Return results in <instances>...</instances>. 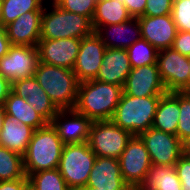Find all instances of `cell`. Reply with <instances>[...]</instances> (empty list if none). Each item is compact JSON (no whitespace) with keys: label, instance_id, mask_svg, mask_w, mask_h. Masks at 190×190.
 Wrapping results in <instances>:
<instances>
[{"label":"cell","instance_id":"obj_14","mask_svg":"<svg viewBox=\"0 0 190 190\" xmlns=\"http://www.w3.org/2000/svg\"><path fill=\"white\" fill-rule=\"evenodd\" d=\"M123 92L134 97L162 96L166 87L161 80L157 64L132 68L127 76Z\"/></svg>","mask_w":190,"mask_h":190},{"label":"cell","instance_id":"obj_21","mask_svg":"<svg viewBox=\"0 0 190 190\" xmlns=\"http://www.w3.org/2000/svg\"><path fill=\"white\" fill-rule=\"evenodd\" d=\"M131 70L126 49L106 48L102 65L95 80L124 87Z\"/></svg>","mask_w":190,"mask_h":190},{"label":"cell","instance_id":"obj_2","mask_svg":"<svg viewBox=\"0 0 190 190\" xmlns=\"http://www.w3.org/2000/svg\"><path fill=\"white\" fill-rule=\"evenodd\" d=\"M64 145L51 123L35 130L23 155L26 176L57 169Z\"/></svg>","mask_w":190,"mask_h":190},{"label":"cell","instance_id":"obj_6","mask_svg":"<svg viewBox=\"0 0 190 190\" xmlns=\"http://www.w3.org/2000/svg\"><path fill=\"white\" fill-rule=\"evenodd\" d=\"M95 159L96 155L88 142L64 145L57 169L69 189L86 186Z\"/></svg>","mask_w":190,"mask_h":190},{"label":"cell","instance_id":"obj_20","mask_svg":"<svg viewBox=\"0 0 190 190\" xmlns=\"http://www.w3.org/2000/svg\"><path fill=\"white\" fill-rule=\"evenodd\" d=\"M94 32L107 48L127 49L141 38V27L136 17L122 23L98 27Z\"/></svg>","mask_w":190,"mask_h":190},{"label":"cell","instance_id":"obj_18","mask_svg":"<svg viewBox=\"0 0 190 190\" xmlns=\"http://www.w3.org/2000/svg\"><path fill=\"white\" fill-rule=\"evenodd\" d=\"M86 186L97 190H129L121 174L118 159L109 157H96Z\"/></svg>","mask_w":190,"mask_h":190},{"label":"cell","instance_id":"obj_42","mask_svg":"<svg viewBox=\"0 0 190 190\" xmlns=\"http://www.w3.org/2000/svg\"><path fill=\"white\" fill-rule=\"evenodd\" d=\"M5 118H6V113H5L4 107L2 106L0 107V132L2 131L3 122Z\"/></svg>","mask_w":190,"mask_h":190},{"label":"cell","instance_id":"obj_9","mask_svg":"<svg viewBox=\"0 0 190 190\" xmlns=\"http://www.w3.org/2000/svg\"><path fill=\"white\" fill-rule=\"evenodd\" d=\"M138 136L147 148L152 165L174 166L183 155V143L177 135L151 127Z\"/></svg>","mask_w":190,"mask_h":190},{"label":"cell","instance_id":"obj_40","mask_svg":"<svg viewBox=\"0 0 190 190\" xmlns=\"http://www.w3.org/2000/svg\"><path fill=\"white\" fill-rule=\"evenodd\" d=\"M12 83L0 74V107H2L11 92Z\"/></svg>","mask_w":190,"mask_h":190},{"label":"cell","instance_id":"obj_38","mask_svg":"<svg viewBox=\"0 0 190 190\" xmlns=\"http://www.w3.org/2000/svg\"><path fill=\"white\" fill-rule=\"evenodd\" d=\"M28 184V178L0 181V190H25Z\"/></svg>","mask_w":190,"mask_h":190},{"label":"cell","instance_id":"obj_43","mask_svg":"<svg viewBox=\"0 0 190 190\" xmlns=\"http://www.w3.org/2000/svg\"><path fill=\"white\" fill-rule=\"evenodd\" d=\"M70 190H97V188L89 187V186H84L82 188H76V189H70Z\"/></svg>","mask_w":190,"mask_h":190},{"label":"cell","instance_id":"obj_44","mask_svg":"<svg viewBox=\"0 0 190 190\" xmlns=\"http://www.w3.org/2000/svg\"><path fill=\"white\" fill-rule=\"evenodd\" d=\"M129 190H142L140 187H130Z\"/></svg>","mask_w":190,"mask_h":190},{"label":"cell","instance_id":"obj_35","mask_svg":"<svg viewBox=\"0 0 190 190\" xmlns=\"http://www.w3.org/2000/svg\"><path fill=\"white\" fill-rule=\"evenodd\" d=\"M182 190H190V159L184 154L174 165Z\"/></svg>","mask_w":190,"mask_h":190},{"label":"cell","instance_id":"obj_17","mask_svg":"<svg viewBox=\"0 0 190 190\" xmlns=\"http://www.w3.org/2000/svg\"><path fill=\"white\" fill-rule=\"evenodd\" d=\"M11 91L18 97L26 99L36 113L48 123H52L54 116L60 111L34 76L12 82Z\"/></svg>","mask_w":190,"mask_h":190},{"label":"cell","instance_id":"obj_13","mask_svg":"<svg viewBox=\"0 0 190 190\" xmlns=\"http://www.w3.org/2000/svg\"><path fill=\"white\" fill-rule=\"evenodd\" d=\"M81 39H40L36 46L39 61L72 70L79 52Z\"/></svg>","mask_w":190,"mask_h":190},{"label":"cell","instance_id":"obj_26","mask_svg":"<svg viewBox=\"0 0 190 190\" xmlns=\"http://www.w3.org/2000/svg\"><path fill=\"white\" fill-rule=\"evenodd\" d=\"M132 18L125 5L118 0H100L96 2L95 13L91 21L93 31L98 27L118 24Z\"/></svg>","mask_w":190,"mask_h":190},{"label":"cell","instance_id":"obj_45","mask_svg":"<svg viewBox=\"0 0 190 190\" xmlns=\"http://www.w3.org/2000/svg\"><path fill=\"white\" fill-rule=\"evenodd\" d=\"M25 190H35V189L32 188V187L28 184Z\"/></svg>","mask_w":190,"mask_h":190},{"label":"cell","instance_id":"obj_29","mask_svg":"<svg viewBox=\"0 0 190 190\" xmlns=\"http://www.w3.org/2000/svg\"><path fill=\"white\" fill-rule=\"evenodd\" d=\"M27 177L35 190H70L58 169L32 173Z\"/></svg>","mask_w":190,"mask_h":190},{"label":"cell","instance_id":"obj_12","mask_svg":"<svg viewBox=\"0 0 190 190\" xmlns=\"http://www.w3.org/2000/svg\"><path fill=\"white\" fill-rule=\"evenodd\" d=\"M106 48L95 32L81 39L79 52L72 69L79 83L95 80Z\"/></svg>","mask_w":190,"mask_h":190},{"label":"cell","instance_id":"obj_32","mask_svg":"<svg viewBox=\"0 0 190 190\" xmlns=\"http://www.w3.org/2000/svg\"><path fill=\"white\" fill-rule=\"evenodd\" d=\"M61 9L87 17L92 21L96 1L95 0H57L55 2Z\"/></svg>","mask_w":190,"mask_h":190},{"label":"cell","instance_id":"obj_27","mask_svg":"<svg viewBox=\"0 0 190 190\" xmlns=\"http://www.w3.org/2000/svg\"><path fill=\"white\" fill-rule=\"evenodd\" d=\"M47 0H2L0 24L4 27L30 11H44Z\"/></svg>","mask_w":190,"mask_h":190},{"label":"cell","instance_id":"obj_4","mask_svg":"<svg viewBox=\"0 0 190 190\" xmlns=\"http://www.w3.org/2000/svg\"><path fill=\"white\" fill-rule=\"evenodd\" d=\"M91 21L80 14L61 9L47 1L41 18L40 39H82L93 33Z\"/></svg>","mask_w":190,"mask_h":190},{"label":"cell","instance_id":"obj_46","mask_svg":"<svg viewBox=\"0 0 190 190\" xmlns=\"http://www.w3.org/2000/svg\"><path fill=\"white\" fill-rule=\"evenodd\" d=\"M1 8H2V0H0V20H1Z\"/></svg>","mask_w":190,"mask_h":190},{"label":"cell","instance_id":"obj_5","mask_svg":"<svg viewBox=\"0 0 190 190\" xmlns=\"http://www.w3.org/2000/svg\"><path fill=\"white\" fill-rule=\"evenodd\" d=\"M161 96L134 97L124 92L111 120L120 128L138 136L152 127Z\"/></svg>","mask_w":190,"mask_h":190},{"label":"cell","instance_id":"obj_30","mask_svg":"<svg viewBox=\"0 0 190 190\" xmlns=\"http://www.w3.org/2000/svg\"><path fill=\"white\" fill-rule=\"evenodd\" d=\"M126 50L132 68L157 64L158 50L143 38L134 42Z\"/></svg>","mask_w":190,"mask_h":190},{"label":"cell","instance_id":"obj_15","mask_svg":"<svg viewBox=\"0 0 190 190\" xmlns=\"http://www.w3.org/2000/svg\"><path fill=\"white\" fill-rule=\"evenodd\" d=\"M92 122L75 109H65L54 116L51 124L64 144H81L88 142Z\"/></svg>","mask_w":190,"mask_h":190},{"label":"cell","instance_id":"obj_33","mask_svg":"<svg viewBox=\"0 0 190 190\" xmlns=\"http://www.w3.org/2000/svg\"><path fill=\"white\" fill-rule=\"evenodd\" d=\"M172 17L178 31L190 32V0H173Z\"/></svg>","mask_w":190,"mask_h":190},{"label":"cell","instance_id":"obj_34","mask_svg":"<svg viewBox=\"0 0 190 190\" xmlns=\"http://www.w3.org/2000/svg\"><path fill=\"white\" fill-rule=\"evenodd\" d=\"M173 0H146L142 16H164L172 14Z\"/></svg>","mask_w":190,"mask_h":190},{"label":"cell","instance_id":"obj_41","mask_svg":"<svg viewBox=\"0 0 190 190\" xmlns=\"http://www.w3.org/2000/svg\"><path fill=\"white\" fill-rule=\"evenodd\" d=\"M183 154L190 159V138L183 143Z\"/></svg>","mask_w":190,"mask_h":190},{"label":"cell","instance_id":"obj_16","mask_svg":"<svg viewBox=\"0 0 190 190\" xmlns=\"http://www.w3.org/2000/svg\"><path fill=\"white\" fill-rule=\"evenodd\" d=\"M141 38L148 41L158 51L171 48L177 35V27L172 14L164 16H140Z\"/></svg>","mask_w":190,"mask_h":190},{"label":"cell","instance_id":"obj_1","mask_svg":"<svg viewBox=\"0 0 190 190\" xmlns=\"http://www.w3.org/2000/svg\"><path fill=\"white\" fill-rule=\"evenodd\" d=\"M122 93L120 85L98 80L81 82L74 109L92 121L111 120Z\"/></svg>","mask_w":190,"mask_h":190},{"label":"cell","instance_id":"obj_37","mask_svg":"<svg viewBox=\"0 0 190 190\" xmlns=\"http://www.w3.org/2000/svg\"><path fill=\"white\" fill-rule=\"evenodd\" d=\"M127 8L128 13L132 17H140L144 14L146 7V0H118Z\"/></svg>","mask_w":190,"mask_h":190},{"label":"cell","instance_id":"obj_24","mask_svg":"<svg viewBox=\"0 0 190 190\" xmlns=\"http://www.w3.org/2000/svg\"><path fill=\"white\" fill-rule=\"evenodd\" d=\"M3 107L7 116L15 117L22 124L29 125L35 130L48 124V122L27 103L26 99L18 97L12 91L5 100Z\"/></svg>","mask_w":190,"mask_h":190},{"label":"cell","instance_id":"obj_31","mask_svg":"<svg viewBox=\"0 0 190 190\" xmlns=\"http://www.w3.org/2000/svg\"><path fill=\"white\" fill-rule=\"evenodd\" d=\"M179 108L177 137L184 143L190 138V94L187 91H179Z\"/></svg>","mask_w":190,"mask_h":190},{"label":"cell","instance_id":"obj_28","mask_svg":"<svg viewBox=\"0 0 190 190\" xmlns=\"http://www.w3.org/2000/svg\"><path fill=\"white\" fill-rule=\"evenodd\" d=\"M28 178L24 169L23 156L0 146V181Z\"/></svg>","mask_w":190,"mask_h":190},{"label":"cell","instance_id":"obj_7","mask_svg":"<svg viewBox=\"0 0 190 190\" xmlns=\"http://www.w3.org/2000/svg\"><path fill=\"white\" fill-rule=\"evenodd\" d=\"M132 136L112 120H98L92 122L88 144L96 157L119 159Z\"/></svg>","mask_w":190,"mask_h":190},{"label":"cell","instance_id":"obj_39","mask_svg":"<svg viewBox=\"0 0 190 190\" xmlns=\"http://www.w3.org/2000/svg\"><path fill=\"white\" fill-rule=\"evenodd\" d=\"M12 46L8 39L6 28L0 24V59L9 52Z\"/></svg>","mask_w":190,"mask_h":190},{"label":"cell","instance_id":"obj_22","mask_svg":"<svg viewBox=\"0 0 190 190\" xmlns=\"http://www.w3.org/2000/svg\"><path fill=\"white\" fill-rule=\"evenodd\" d=\"M34 131L35 129L29 125L22 124L15 117L6 115L0 132V146L23 156Z\"/></svg>","mask_w":190,"mask_h":190},{"label":"cell","instance_id":"obj_36","mask_svg":"<svg viewBox=\"0 0 190 190\" xmlns=\"http://www.w3.org/2000/svg\"><path fill=\"white\" fill-rule=\"evenodd\" d=\"M172 48L182 55L190 57V32L178 31Z\"/></svg>","mask_w":190,"mask_h":190},{"label":"cell","instance_id":"obj_47","mask_svg":"<svg viewBox=\"0 0 190 190\" xmlns=\"http://www.w3.org/2000/svg\"><path fill=\"white\" fill-rule=\"evenodd\" d=\"M47 1H49V2H56L57 0H47Z\"/></svg>","mask_w":190,"mask_h":190},{"label":"cell","instance_id":"obj_11","mask_svg":"<svg viewBox=\"0 0 190 190\" xmlns=\"http://www.w3.org/2000/svg\"><path fill=\"white\" fill-rule=\"evenodd\" d=\"M39 62L36 47L12 45L0 59V74L11 83L34 76Z\"/></svg>","mask_w":190,"mask_h":190},{"label":"cell","instance_id":"obj_25","mask_svg":"<svg viewBox=\"0 0 190 190\" xmlns=\"http://www.w3.org/2000/svg\"><path fill=\"white\" fill-rule=\"evenodd\" d=\"M142 190H182L181 182L174 166L151 165Z\"/></svg>","mask_w":190,"mask_h":190},{"label":"cell","instance_id":"obj_8","mask_svg":"<svg viewBox=\"0 0 190 190\" xmlns=\"http://www.w3.org/2000/svg\"><path fill=\"white\" fill-rule=\"evenodd\" d=\"M157 65L167 92L190 89L189 57L172 47L157 54Z\"/></svg>","mask_w":190,"mask_h":190},{"label":"cell","instance_id":"obj_23","mask_svg":"<svg viewBox=\"0 0 190 190\" xmlns=\"http://www.w3.org/2000/svg\"><path fill=\"white\" fill-rule=\"evenodd\" d=\"M179 118V91L166 92L160 98L152 127L177 135Z\"/></svg>","mask_w":190,"mask_h":190},{"label":"cell","instance_id":"obj_3","mask_svg":"<svg viewBox=\"0 0 190 190\" xmlns=\"http://www.w3.org/2000/svg\"><path fill=\"white\" fill-rule=\"evenodd\" d=\"M34 77L59 110L74 109L79 82L73 70L39 61Z\"/></svg>","mask_w":190,"mask_h":190},{"label":"cell","instance_id":"obj_19","mask_svg":"<svg viewBox=\"0 0 190 190\" xmlns=\"http://www.w3.org/2000/svg\"><path fill=\"white\" fill-rule=\"evenodd\" d=\"M43 11H30L5 26L12 45L36 47L40 40Z\"/></svg>","mask_w":190,"mask_h":190},{"label":"cell","instance_id":"obj_10","mask_svg":"<svg viewBox=\"0 0 190 190\" xmlns=\"http://www.w3.org/2000/svg\"><path fill=\"white\" fill-rule=\"evenodd\" d=\"M118 160L125 182L130 187H140L152 162L147 148L139 136H132Z\"/></svg>","mask_w":190,"mask_h":190}]
</instances>
